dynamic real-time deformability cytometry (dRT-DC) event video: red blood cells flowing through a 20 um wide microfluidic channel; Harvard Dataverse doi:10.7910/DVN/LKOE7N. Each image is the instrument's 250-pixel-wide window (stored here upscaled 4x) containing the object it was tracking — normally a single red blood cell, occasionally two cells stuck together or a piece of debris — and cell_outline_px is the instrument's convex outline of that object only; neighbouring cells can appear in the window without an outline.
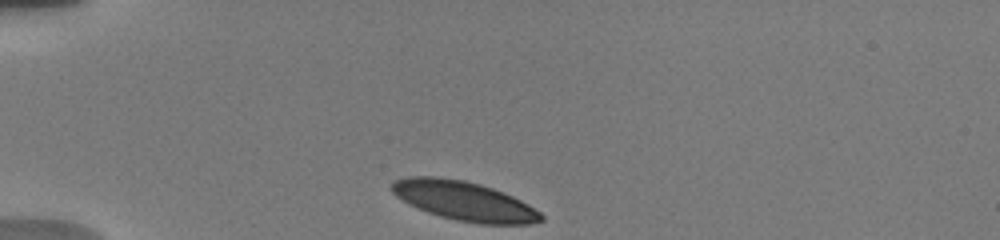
{"species": "human", "species_latin": "Homo sapiens", "temperature_condition": "warm", "stored_images_in_passage": 17, "camera_frame_rate_fps": 3000, "um_per_image_px": 0.085, "donor": {"sex": "male"}, "frame": {"image": 1, "passage_image": 1, "time_ms": 0.0, "image_size_px": [1000, 240], "cell_outline_px": [[544, 220], [528, 224], [480, 224], [456, 220], [440, 216], [428, 212], [396, 196], [392, 192], [392, 184], [396, 180], [408, 176], [432, 176], [464, 180], [480, 184], [492, 188], [512, 196], [528, 204], [540, 212], [544, 216]], "centroid_in_image_um": [39.49, 17.08], "position_along_channel_um": 45.5, "area_um2": 33.76}}
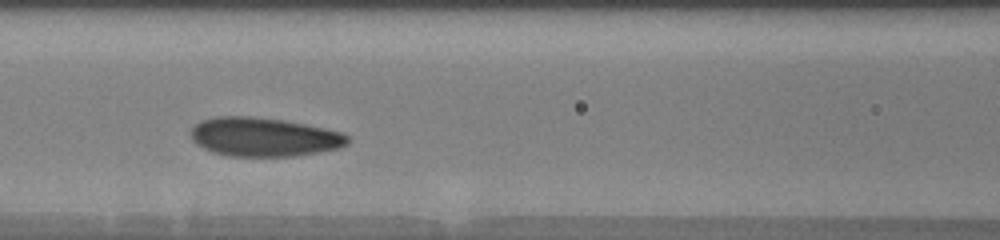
{"frame": {"image": 2, "passage_image": 12, "time_ms": 3.667, "image_size_px": [1000, 240], "cell_outline_px": [[348, 144], [336, 148], [316, 152], [292, 156], [228, 156], [212, 152], [196, 144], [192, 140], [192, 128], [200, 120], [216, 116], [252, 116], [284, 120], [324, 128], [340, 132], [348, 136]], "centroid_in_image_um": [22.38, 11.63], "position_along_channel_um": 144.2, "area_um2": 35.32}}
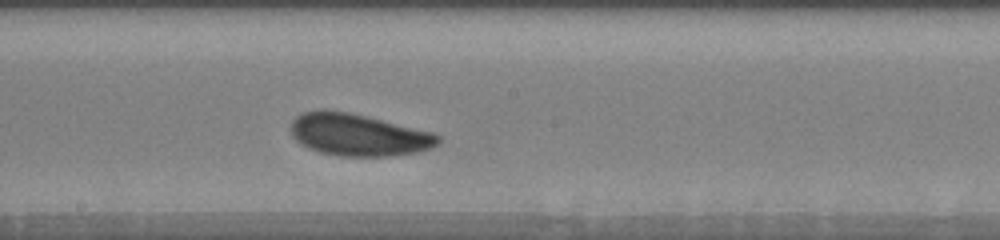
{"frame": {"image": 3, "passage_image": 17, "time_ms": 5.667, "image_size_px": [1000, 240], "cell_outline_px": [[440, 140], [436, 144], [420, 152], [388, 156], [340, 156], [320, 152], [308, 148], [300, 144], [292, 136], [292, 120], [296, 116], [304, 112], [324, 108], [348, 112], [432, 132], [440, 136]], "centroid_in_image_um": [30.42, 11.46], "position_along_channel_um": 217.8, "area_um2": 35.95}}